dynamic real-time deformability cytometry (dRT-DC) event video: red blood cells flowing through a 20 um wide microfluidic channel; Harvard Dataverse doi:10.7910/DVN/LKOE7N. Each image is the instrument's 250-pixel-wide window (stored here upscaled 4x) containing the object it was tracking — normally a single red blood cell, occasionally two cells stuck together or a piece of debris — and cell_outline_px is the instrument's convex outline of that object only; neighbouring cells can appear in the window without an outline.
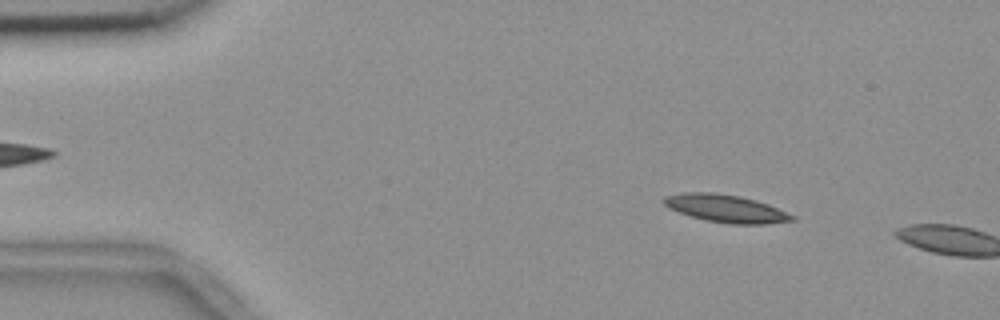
{"species": "common noctule bat (a hibernating species)", "species_latin": "Nyctalus noctula", "temperature_condition": "room temperature", "stored_images_in_passage": 9, "camera_frame_rate_fps": 3000, "um_per_image_px": 0.085, "animal": {"sex": "female", "body_mass_g": 18.4}, "frame": {"image": 1, "passage_image": 7, "time_ms": 2.0, "image_size_px": [1000, 320], "cell_outline_px": [[796, 220], [764, 224], [728, 224], [704, 220], [668, 208], [660, 200], [664, 196], [680, 192], [712, 192], [740, 196], [756, 200], [768, 204], [796, 216]], "centroid_in_image_um": [61.67, 17.71], "position_along_channel_um": 23.3, "area_um2": 20.87}}